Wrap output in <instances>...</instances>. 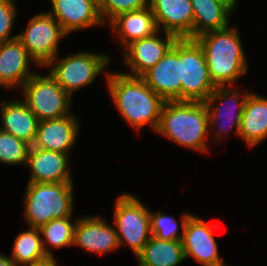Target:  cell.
<instances>
[{
  "mask_svg": "<svg viewBox=\"0 0 267 266\" xmlns=\"http://www.w3.org/2000/svg\"><path fill=\"white\" fill-rule=\"evenodd\" d=\"M105 82V89L119 118H123L126 125L137 133H142L147 126L155 133L166 101L141 77L129 76L119 70L110 69Z\"/></svg>",
  "mask_w": 267,
  "mask_h": 266,
  "instance_id": "cell-1",
  "label": "cell"
},
{
  "mask_svg": "<svg viewBox=\"0 0 267 266\" xmlns=\"http://www.w3.org/2000/svg\"><path fill=\"white\" fill-rule=\"evenodd\" d=\"M238 28L231 24L226 29L206 32L194 39L202 47L216 87L238 85L249 73L250 63Z\"/></svg>",
  "mask_w": 267,
  "mask_h": 266,
  "instance_id": "cell-2",
  "label": "cell"
},
{
  "mask_svg": "<svg viewBox=\"0 0 267 266\" xmlns=\"http://www.w3.org/2000/svg\"><path fill=\"white\" fill-rule=\"evenodd\" d=\"M154 134L200 155L212 154L209 117L204 102L166 101Z\"/></svg>",
  "mask_w": 267,
  "mask_h": 266,
  "instance_id": "cell-3",
  "label": "cell"
},
{
  "mask_svg": "<svg viewBox=\"0 0 267 266\" xmlns=\"http://www.w3.org/2000/svg\"><path fill=\"white\" fill-rule=\"evenodd\" d=\"M74 185L75 183H27L24 198L21 199L24 225L39 228L53 219L73 216L76 207Z\"/></svg>",
  "mask_w": 267,
  "mask_h": 266,
  "instance_id": "cell-4",
  "label": "cell"
},
{
  "mask_svg": "<svg viewBox=\"0 0 267 266\" xmlns=\"http://www.w3.org/2000/svg\"><path fill=\"white\" fill-rule=\"evenodd\" d=\"M113 60L110 53L80 49L61 57L58 54L43 70L47 69L61 87L74 98L77 92L91 87L98 77H102L101 75H104L103 80H106L110 62Z\"/></svg>",
  "mask_w": 267,
  "mask_h": 266,
  "instance_id": "cell-5",
  "label": "cell"
},
{
  "mask_svg": "<svg viewBox=\"0 0 267 266\" xmlns=\"http://www.w3.org/2000/svg\"><path fill=\"white\" fill-rule=\"evenodd\" d=\"M242 86L241 84L216 87L204 102L209 117L211 145L223 143L230 135L239 137L244 106L248 95L252 92L251 88L243 91Z\"/></svg>",
  "mask_w": 267,
  "mask_h": 266,
  "instance_id": "cell-6",
  "label": "cell"
},
{
  "mask_svg": "<svg viewBox=\"0 0 267 266\" xmlns=\"http://www.w3.org/2000/svg\"><path fill=\"white\" fill-rule=\"evenodd\" d=\"M133 192H120L113 202L112 224L120 249L128 248L136 257L151 238L150 208Z\"/></svg>",
  "mask_w": 267,
  "mask_h": 266,
  "instance_id": "cell-7",
  "label": "cell"
},
{
  "mask_svg": "<svg viewBox=\"0 0 267 266\" xmlns=\"http://www.w3.org/2000/svg\"><path fill=\"white\" fill-rule=\"evenodd\" d=\"M38 69L19 90L21 98L39 121L58 119L73 114V98L46 72Z\"/></svg>",
  "mask_w": 267,
  "mask_h": 266,
  "instance_id": "cell-8",
  "label": "cell"
},
{
  "mask_svg": "<svg viewBox=\"0 0 267 266\" xmlns=\"http://www.w3.org/2000/svg\"><path fill=\"white\" fill-rule=\"evenodd\" d=\"M27 21L23 30L17 33V39L37 65L44 68L60 53V42L69 36L48 11L38 12Z\"/></svg>",
  "mask_w": 267,
  "mask_h": 266,
  "instance_id": "cell-9",
  "label": "cell"
},
{
  "mask_svg": "<svg viewBox=\"0 0 267 266\" xmlns=\"http://www.w3.org/2000/svg\"><path fill=\"white\" fill-rule=\"evenodd\" d=\"M181 101L205 102L216 86L212 82L202 47L180 39Z\"/></svg>",
  "mask_w": 267,
  "mask_h": 266,
  "instance_id": "cell-10",
  "label": "cell"
},
{
  "mask_svg": "<svg viewBox=\"0 0 267 266\" xmlns=\"http://www.w3.org/2000/svg\"><path fill=\"white\" fill-rule=\"evenodd\" d=\"M177 39L176 36L170 33L158 30L151 36L128 44L120 52V56L123 67L129 71L125 70L122 73L141 77L162 59Z\"/></svg>",
  "mask_w": 267,
  "mask_h": 266,
  "instance_id": "cell-11",
  "label": "cell"
},
{
  "mask_svg": "<svg viewBox=\"0 0 267 266\" xmlns=\"http://www.w3.org/2000/svg\"><path fill=\"white\" fill-rule=\"evenodd\" d=\"M73 247L97 257L116 253L120 249L115 227L103 214L78 215Z\"/></svg>",
  "mask_w": 267,
  "mask_h": 266,
  "instance_id": "cell-12",
  "label": "cell"
},
{
  "mask_svg": "<svg viewBox=\"0 0 267 266\" xmlns=\"http://www.w3.org/2000/svg\"><path fill=\"white\" fill-rule=\"evenodd\" d=\"M218 228L220 226L217 223H208L207 220L195 213L190 215L181 240L186 261L191 258L200 266L224 261V257L220 255L219 242L214 233V229Z\"/></svg>",
  "mask_w": 267,
  "mask_h": 266,
  "instance_id": "cell-13",
  "label": "cell"
},
{
  "mask_svg": "<svg viewBox=\"0 0 267 266\" xmlns=\"http://www.w3.org/2000/svg\"><path fill=\"white\" fill-rule=\"evenodd\" d=\"M69 154L30 147L27 183H75Z\"/></svg>",
  "mask_w": 267,
  "mask_h": 266,
  "instance_id": "cell-14",
  "label": "cell"
},
{
  "mask_svg": "<svg viewBox=\"0 0 267 266\" xmlns=\"http://www.w3.org/2000/svg\"><path fill=\"white\" fill-rule=\"evenodd\" d=\"M141 78L165 101H181L180 39Z\"/></svg>",
  "mask_w": 267,
  "mask_h": 266,
  "instance_id": "cell-15",
  "label": "cell"
},
{
  "mask_svg": "<svg viewBox=\"0 0 267 266\" xmlns=\"http://www.w3.org/2000/svg\"><path fill=\"white\" fill-rule=\"evenodd\" d=\"M49 3L51 8L48 12L68 36L95 27H106L99 14L98 0H50Z\"/></svg>",
  "mask_w": 267,
  "mask_h": 266,
  "instance_id": "cell-16",
  "label": "cell"
},
{
  "mask_svg": "<svg viewBox=\"0 0 267 266\" xmlns=\"http://www.w3.org/2000/svg\"><path fill=\"white\" fill-rule=\"evenodd\" d=\"M37 67L17 38L0 44V89L18 92Z\"/></svg>",
  "mask_w": 267,
  "mask_h": 266,
  "instance_id": "cell-17",
  "label": "cell"
},
{
  "mask_svg": "<svg viewBox=\"0 0 267 266\" xmlns=\"http://www.w3.org/2000/svg\"><path fill=\"white\" fill-rule=\"evenodd\" d=\"M81 123L75 112L62 118L39 121L32 147L72 156L82 130Z\"/></svg>",
  "mask_w": 267,
  "mask_h": 266,
  "instance_id": "cell-18",
  "label": "cell"
},
{
  "mask_svg": "<svg viewBox=\"0 0 267 266\" xmlns=\"http://www.w3.org/2000/svg\"><path fill=\"white\" fill-rule=\"evenodd\" d=\"M158 30L178 39H193V7L190 0H150Z\"/></svg>",
  "mask_w": 267,
  "mask_h": 266,
  "instance_id": "cell-19",
  "label": "cell"
},
{
  "mask_svg": "<svg viewBox=\"0 0 267 266\" xmlns=\"http://www.w3.org/2000/svg\"><path fill=\"white\" fill-rule=\"evenodd\" d=\"M110 36L116 45L119 44V53L133 41L153 35L158 31L155 17L150 6L118 14L107 25Z\"/></svg>",
  "mask_w": 267,
  "mask_h": 266,
  "instance_id": "cell-20",
  "label": "cell"
},
{
  "mask_svg": "<svg viewBox=\"0 0 267 266\" xmlns=\"http://www.w3.org/2000/svg\"><path fill=\"white\" fill-rule=\"evenodd\" d=\"M8 98L0 101V129L32 146L39 120L19 96Z\"/></svg>",
  "mask_w": 267,
  "mask_h": 266,
  "instance_id": "cell-21",
  "label": "cell"
},
{
  "mask_svg": "<svg viewBox=\"0 0 267 266\" xmlns=\"http://www.w3.org/2000/svg\"><path fill=\"white\" fill-rule=\"evenodd\" d=\"M255 92L247 97L238 137L252 150L267 141V95Z\"/></svg>",
  "mask_w": 267,
  "mask_h": 266,
  "instance_id": "cell-22",
  "label": "cell"
},
{
  "mask_svg": "<svg viewBox=\"0 0 267 266\" xmlns=\"http://www.w3.org/2000/svg\"><path fill=\"white\" fill-rule=\"evenodd\" d=\"M193 7V39L210 31L226 29L235 14L218 0H190ZM231 20V21H230Z\"/></svg>",
  "mask_w": 267,
  "mask_h": 266,
  "instance_id": "cell-23",
  "label": "cell"
},
{
  "mask_svg": "<svg viewBox=\"0 0 267 266\" xmlns=\"http://www.w3.org/2000/svg\"><path fill=\"white\" fill-rule=\"evenodd\" d=\"M139 266H181L186 261L181 240H148L135 258Z\"/></svg>",
  "mask_w": 267,
  "mask_h": 266,
  "instance_id": "cell-24",
  "label": "cell"
},
{
  "mask_svg": "<svg viewBox=\"0 0 267 266\" xmlns=\"http://www.w3.org/2000/svg\"><path fill=\"white\" fill-rule=\"evenodd\" d=\"M74 216L77 215L53 219L39 227L43 248L47 256L56 257L54 251L73 248L74 229L78 219V216Z\"/></svg>",
  "mask_w": 267,
  "mask_h": 266,
  "instance_id": "cell-25",
  "label": "cell"
},
{
  "mask_svg": "<svg viewBox=\"0 0 267 266\" xmlns=\"http://www.w3.org/2000/svg\"><path fill=\"white\" fill-rule=\"evenodd\" d=\"M9 257L18 266H26L47 257L39 228L26 227L14 238Z\"/></svg>",
  "mask_w": 267,
  "mask_h": 266,
  "instance_id": "cell-26",
  "label": "cell"
},
{
  "mask_svg": "<svg viewBox=\"0 0 267 266\" xmlns=\"http://www.w3.org/2000/svg\"><path fill=\"white\" fill-rule=\"evenodd\" d=\"M193 212H184L181 217L169 215L163 211H153L150 208L151 235L159 240H182L185 224Z\"/></svg>",
  "mask_w": 267,
  "mask_h": 266,
  "instance_id": "cell-27",
  "label": "cell"
},
{
  "mask_svg": "<svg viewBox=\"0 0 267 266\" xmlns=\"http://www.w3.org/2000/svg\"><path fill=\"white\" fill-rule=\"evenodd\" d=\"M31 145L0 129V165L26 167Z\"/></svg>",
  "mask_w": 267,
  "mask_h": 266,
  "instance_id": "cell-28",
  "label": "cell"
},
{
  "mask_svg": "<svg viewBox=\"0 0 267 266\" xmlns=\"http://www.w3.org/2000/svg\"><path fill=\"white\" fill-rule=\"evenodd\" d=\"M150 6V0H98L100 17L107 25L118 14Z\"/></svg>",
  "mask_w": 267,
  "mask_h": 266,
  "instance_id": "cell-29",
  "label": "cell"
},
{
  "mask_svg": "<svg viewBox=\"0 0 267 266\" xmlns=\"http://www.w3.org/2000/svg\"><path fill=\"white\" fill-rule=\"evenodd\" d=\"M17 3L16 0H0V44L17 38V33H13L20 12Z\"/></svg>",
  "mask_w": 267,
  "mask_h": 266,
  "instance_id": "cell-30",
  "label": "cell"
},
{
  "mask_svg": "<svg viewBox=\"0 0 267 266\" xmlns=\"http://www.w3.org/2000/svg\"><path fill=\"white\" fill-rule=\"evenodd\" d=\"M57 258L53 256H47L39 261H35L32 264L26 266H59Z\"/></svg>",
  "mask_w": 267,
  "mask_h": 266,
  "instance_id": "cell-31",
  "label": "cell"
},
{
  "mask_svg": "<svg viewBox=\"0 0 267 266\" xmlns=\"http://www.w3.org/2000/svg\"><path fill=\"white\" fill-rule=\"evenodd\" d=\"M0 266H18L6 253H0Z\"/></svg>",
  "mask_w": 267,
  "mask_h": 266,
  "instance_id": "cell-32",
  "label": "cell"
},
{
  "mask_svg": "<svg viewBox=\"0 0 267 266\" xmlns=\"http://www.w3.org/2000/svg\"><path fill=\"white\" fill-rule=\"evenodd\" d=\"M224 3L227 7H229L234 13H236L237 8H239V0H218Z\"/></svg>",
  "mask_w": 267,
  "mask_h": 266,
  "instance_id": "cell-33",
  "label": "cell"
},
{
  "mask_svg": "<svg viewBox=\"0 0 267 266\" xmlns=\"http://www.w3.org/2000/svg\"><path fill=\"white\" fill-rule=\"evenodd\" d=\"M205 266H232V265L231 263L230 264L225 263V260H224V261H221L215 264H210V265H205Z\"/></svg>",
  "mask_w": 267,
  "mask_h": 266,
  "instance_id": "cell-34",
  "label": "cell"
}]
</instances>
